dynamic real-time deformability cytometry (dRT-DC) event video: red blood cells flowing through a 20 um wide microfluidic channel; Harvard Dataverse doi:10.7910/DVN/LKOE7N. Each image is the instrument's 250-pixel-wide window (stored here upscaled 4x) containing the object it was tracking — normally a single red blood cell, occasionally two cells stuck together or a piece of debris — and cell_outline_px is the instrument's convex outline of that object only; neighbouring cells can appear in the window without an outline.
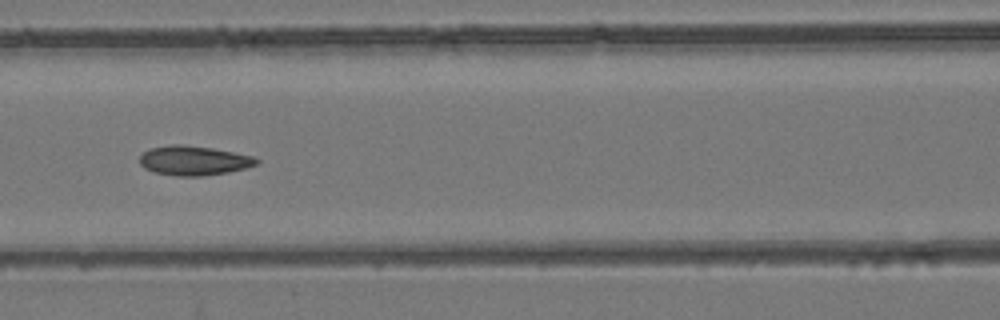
{"species": "common noctule bat (a hibernating species)", "species_latin": "Nyctalus noctula", "temperature_condition": "room temperature", "stored_images_in_passage": 6, "camera_frame_rate_fps": 3000, "um_per_image_px": 0.085, "animal": {"sex": "female", "body_mass_g": 24.6, "forearm_length_mm": 56.2}, "frame": {"image": 1, "passage_image": 6, "time_ms": 5.667, "image_size_px": [1000, 320], "cell_outline_px": [[260, 160], [256, 164], [244, 168], [228, 172], [200, 176], [176, 176], [152, 172], [144, 168], [140, 164], [140, 156], [144, 152], [152, 148], [172, 144], [184, 144], [212, 148], [252, 156]], "centroid_in_image_um": [16.43, 13.65], "position_along_channel_um": 150.2, "area_um2": 19.94}}